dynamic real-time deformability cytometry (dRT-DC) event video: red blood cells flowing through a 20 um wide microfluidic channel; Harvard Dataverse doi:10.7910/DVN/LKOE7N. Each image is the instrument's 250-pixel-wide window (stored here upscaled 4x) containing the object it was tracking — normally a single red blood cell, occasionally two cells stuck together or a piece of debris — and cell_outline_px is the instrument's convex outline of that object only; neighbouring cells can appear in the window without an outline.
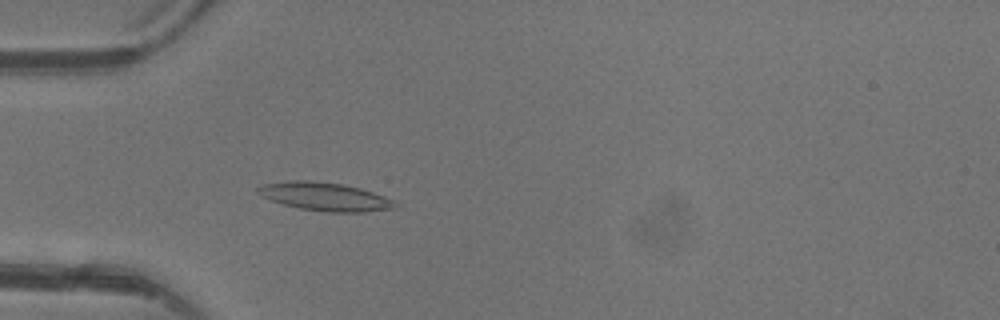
{"species": "common noctule bat (a hibernating species)", "species_latin": "Nyctalus noctula", "temperature_condition": "warm", "stored_images_in_passage": 2, "camera_frame_rate_fps": 3000, "um_per_image_px": 0.085, "animal": {"sex": "female"}, "frame": {"image": 1, "passage_image": 2, "time_ms": 1.333, "image_size_px": [1000, 320], "cell_outline_px": [[396, 204], [392, 208], [364, 212], [324, 212], [300, 208], [284, 204], [272, 200], [256, 192], [256, 188], [264, 184], [288, 180], [308, 180], [340, 184], [360, 188], [384, 196], [392, 200]], "centroid_in_image_um": [27.58, 16.71], "position_along_channel_um": 57.4, "area_um2": 22.25}}